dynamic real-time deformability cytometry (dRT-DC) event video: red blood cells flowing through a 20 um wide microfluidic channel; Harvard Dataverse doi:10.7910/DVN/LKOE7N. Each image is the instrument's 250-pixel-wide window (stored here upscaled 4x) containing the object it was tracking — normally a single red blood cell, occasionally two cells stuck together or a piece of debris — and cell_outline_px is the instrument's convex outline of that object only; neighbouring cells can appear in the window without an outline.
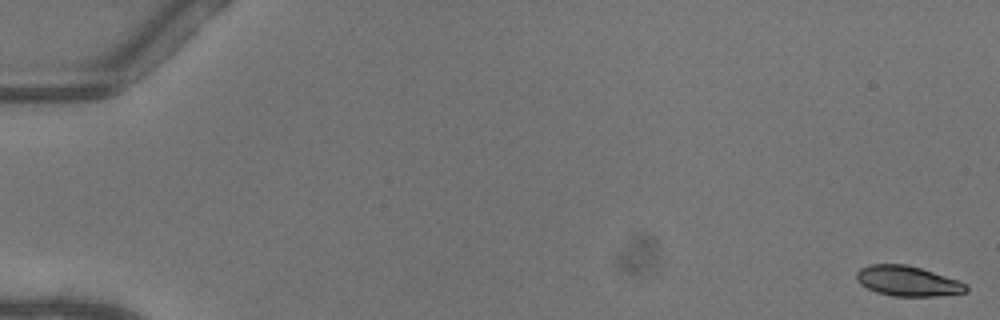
{"species": "common noctule bat (a hibernating species)", "species_latin": "Nyctalus noctula", "temperature_condition": "warm", "stored_images_in_passage": 52, "camera_frame_rate_fps": 3000, "um_per_image_px": 0.085, "animal": {"sex": "female"}, "frame": {"image": 1, "passage_image": 1, "time_ms": 0.0, "image_size_px": [1000, 320], "cell_outline_px": [[968, 292], [940, 296], [892, 296], [876, 292], [860, 284], [856, 280], [856, 272], [860, 268], [868, 264], [904, 264], [920, 268], [960, 280], [968, 288]], "centroid_in_image_um": [77.14, 23.89], "position_along_channel_um": 7.9, "area_um2": 19.36}}
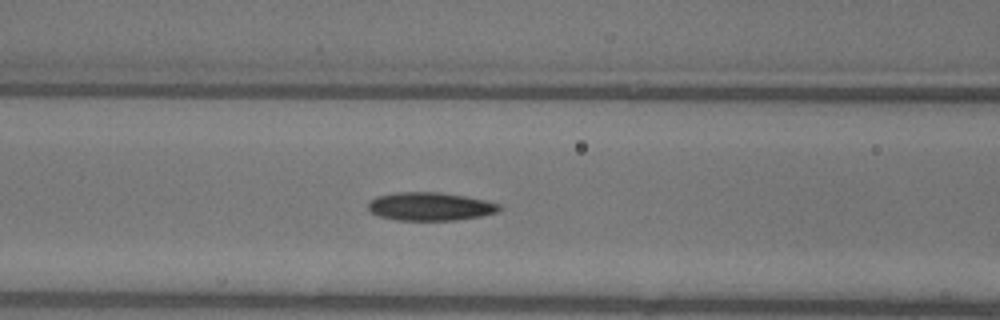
{"frame": {"image": 2, "passage_image": 23, "time_ms": 7.333, "image_size_px": [1000, 320], "cell_outline_px": [[500, 208], [496, 212], [480, 216], [456, 220], [396, 220], [380, 216], [372, 212], [368, 208], [368, 204], [376, 196], [396, 192], [440, 192], [464, 196], [484, 200], [500, 204]], "centroid_in_image_um": [36.54, 17.54], "position_along_channel_um": 130.1, "area_um2": 21.39}}
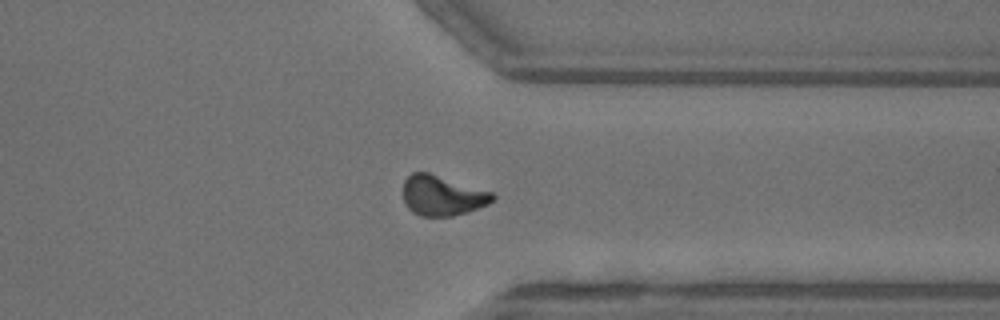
{"frame": {"image": 3, "passage_image": 41, "time_ms": 13.333, "image_size_px": [1000, 320], "cell_outline_px": [[496, 196], [488, 204], [468, 212], [452, 216], [420, 216], [412, 212], [408, 208], [404, 200], [404, 180], [412, 172], [428, 172], [492, 192]], "centroid_in_image_um": [37.58, 16.63], "position_along_channel_um": 373.8, "area_um2": 20.81}, "authors_computed_cell_mechanics": {"area_um2": 20.5479, "velocity_mm_per_s": 4.0928, "shape_relaxation_time_tau1_ms": 3.8203, "shape_relaxation_time_tau2_ms": 9.389, "deformation_change_tau1": 0.1209, "deformation_change_tau2": 0.1702}}